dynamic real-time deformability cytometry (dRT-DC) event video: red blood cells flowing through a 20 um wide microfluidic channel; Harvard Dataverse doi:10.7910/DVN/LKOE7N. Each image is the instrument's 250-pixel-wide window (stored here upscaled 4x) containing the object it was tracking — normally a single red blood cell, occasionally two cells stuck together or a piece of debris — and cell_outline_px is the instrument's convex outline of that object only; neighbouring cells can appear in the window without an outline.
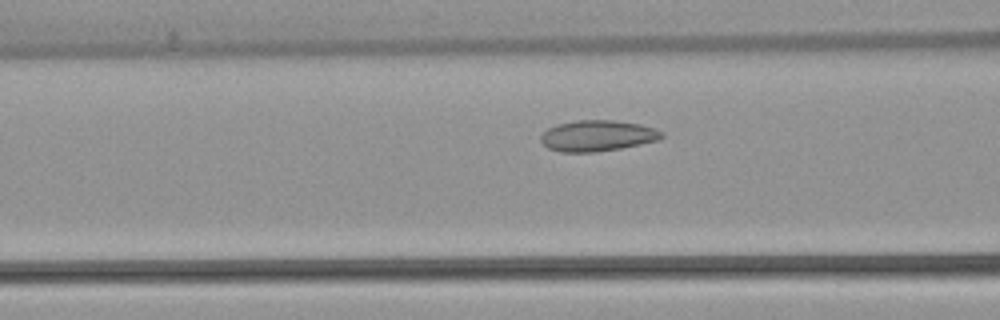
{"species": "common noctule bat (a hibernating species)", "species_latin": "Nyctalus noctula", "temperature_condition": "warm", "stored_images_in_passage": 47, "camera_frame_rate_fps": 3000, "um_per_image_px": 0.085, "animal": {"sex": "female", "body_mass_g": 22.7, "forearm_length_mm": 54.2}, "frame": {"image": 1, "passage_image": 15, "time_ms": 4.667, "image_size_px": [1000, 320], "cell_outline_px": [[664, 136], [660, 140], [620, 148], [596, 152], [560, 152], [548, 148], [540, 140], [540, 136], [548, 128], [556, 124], [576, 120], [612, 120], [640, 124], [656, 128], [664, 132]], "centroid_in_image_um": [50.8, 11.53], "position_along_channel_um": 115.8, "area_um2": 21.96}}
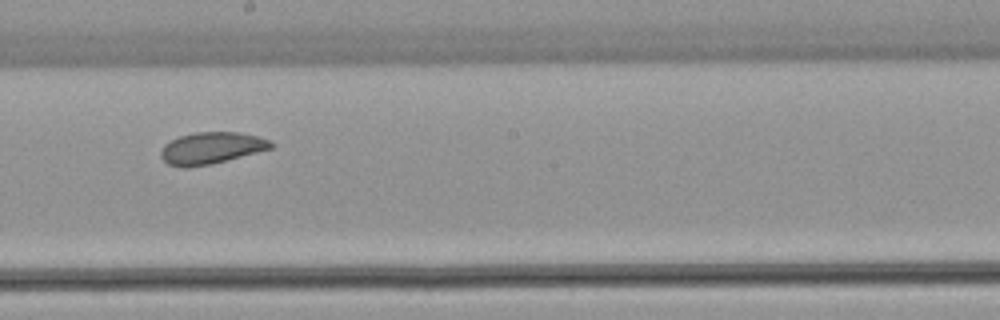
{"frame": {"image": 2, "passage_image": 24, "time_ms": 7.667, "image_size_px": [1000, 320], "cell_outline_px": [[276, 144], [272, 148], [212, 164], [188, 168], [184, 168], [168, 164], [160, 156], [160, 152], [164, 144], [180, 136], [196, 132], [236, 132], [256, 136], [272, 140]], "centroid_in_image_um": [17.97, 12.59], "position_along_channel_um": 230.2, "area_um2": 20.4}}
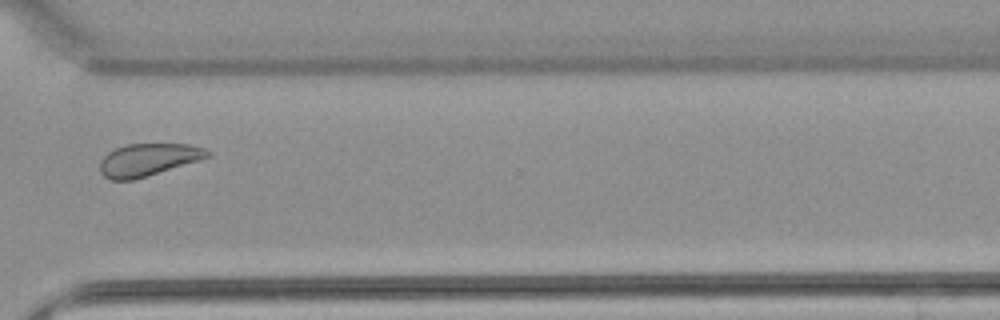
{"frame": {"image": 3, "passage_image": 34, "time_ms": 11.0, "image_size_px": [1000, 320], "cell_outline_px": [[212, 152], [208, 156], [200, 160], [132, 180], [112, 180], [104, 176], [100, 172], [100, 160], [108, 152], [116, 148], [128, 144], [188, 144], [204, 148]], "centroid_in_image_um": [12.58, 13.57], "position_along_channel_um": 358.0, "area_um2": 20.11}, "authors_computed_cell_mechanics": {"area_um2": 21.964, "velocity_mm_per_s": 3.8246, "shape_relaxation_time_tau1_ms": 3.6569, "shape_relaxation_time_tau2_ms": 2.7125, "deformation_change_tau1": 0.0877, "deformation_change_tau2": 0.0689}}